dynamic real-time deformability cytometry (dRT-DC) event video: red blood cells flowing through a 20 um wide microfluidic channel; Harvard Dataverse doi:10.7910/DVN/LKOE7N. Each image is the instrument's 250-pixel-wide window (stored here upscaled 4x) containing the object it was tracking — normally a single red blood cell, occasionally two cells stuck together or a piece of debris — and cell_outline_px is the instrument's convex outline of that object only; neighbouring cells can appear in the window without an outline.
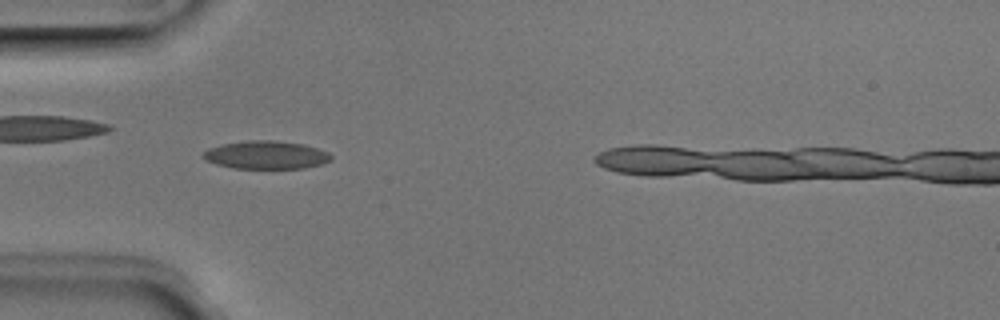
{"species": "Egyptian fruit bat (a non-hibernating species)", "species_latin": "Rousettus aegyptiacus", "temperature_condition": "room temperature", "stored_images_in_passage": 43, "camera_frame_rate_fps": 3000, "um_per_image_px": 0.085, "animal": {"sex": "male"}, "frame": {"image": 1, "passage_image": 13, "time_ms": 4.0, "image_size_px": [1000, 320], "cell_outline_px": [[332, 160], [320, 164], [304, 168], [232, 168], [216, 164], [204, 160], [200, 156], [208, 148], [224, 144], [248, 140], [272, 140], [304, 144], [328, 152], [332, 156]], "centroid_in_image_um": [22.59, 13.17], "position_along_channel_um": 62.4, "area_um2": 20.92}, "authors_computed_cell_mechanics": {"area_um2": 19.8832, "velocity_mm_per_s": 3.9805, "shape_relaxation_time_tau1_ms": 6.4073, "shape_relaxation_time_tau2_ms": 1.7835, "deformation_change_tau1": 0.1683, "deformation_change_tau2": 0.0813}}